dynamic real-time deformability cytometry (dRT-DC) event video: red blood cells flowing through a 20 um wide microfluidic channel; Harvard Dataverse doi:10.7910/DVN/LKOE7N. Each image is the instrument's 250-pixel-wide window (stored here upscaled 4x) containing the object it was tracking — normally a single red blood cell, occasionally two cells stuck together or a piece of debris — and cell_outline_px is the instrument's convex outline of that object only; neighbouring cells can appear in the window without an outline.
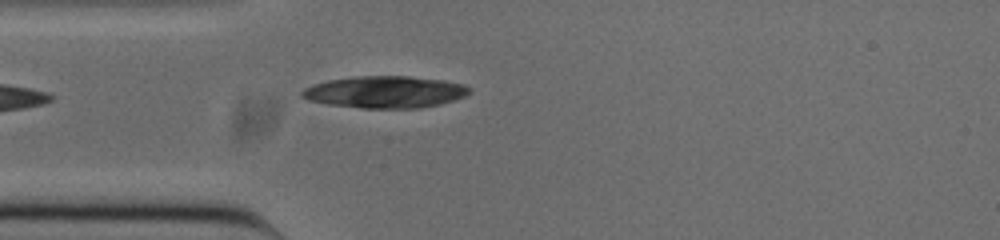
{"species": "common noctule bat (a hibernating species)", "species_latin": "Nyctalus noctula", "temperature_condition": "cold", "stored_images_in_passage": 39, "camera_frame_rate_fps": 3000, "um_per_image_px": 0.085, "animal": {"sex": "male", "body_mass_g": 20.0, "forearm_length_mm": 53.3}, "frame": {"image": 1, "passage_image": 1, "time_ms": 0.0, "image_size_px": [1000, 240], "cell_outline_px": [[472, 88], [464, 96], [440, 104], [420, 108], [360, 108], [328, 104], [308, 100], [300, 96], [300, 92], [304, 88], [312, 84], [328, 80], [352, 76], [408, 76], [444, 80], [464, 84]], "centroid_in_image_um": [32.69, 7.81], "position_along_channel_um": 52.3, "area_um2": 31.27}}